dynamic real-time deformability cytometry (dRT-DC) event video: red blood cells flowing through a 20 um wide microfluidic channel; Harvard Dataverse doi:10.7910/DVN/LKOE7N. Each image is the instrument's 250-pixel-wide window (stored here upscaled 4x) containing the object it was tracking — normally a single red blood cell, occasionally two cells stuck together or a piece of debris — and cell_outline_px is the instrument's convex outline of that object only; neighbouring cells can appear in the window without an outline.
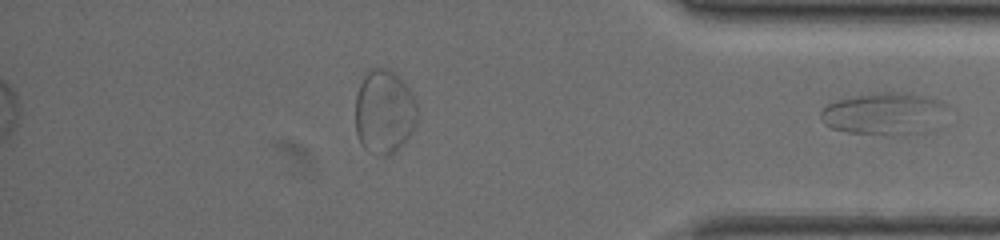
{"species": "common noctule bat (a hibernating species)", "species_latin": "Nyctalus noctula", "temperature_condition": "warm", "stored_images_in_passage": 29, "segment_of_instrument_passage": [2, 2], "camera_frame_rate_fps": 3000, "um_per_image_px": 0.085, "animal": {"sex": "female", "body_mass_g": 19.5, "forearm_length_mm": 54.1}, "frame": {"image": 1, "passage_image": 29, "time_ms": 9.333, "image_size_px": [1000, 240], "cell_outline_px": [[948, 104], [936, 132], [912, 136], [888, 136], [848, 132], [832, 128], [824, 124], [820, 116], [820, 112], [828, 104], [836, 100], [868, 92], [908, 92], [940, 100]], "centroid_in_image_um": [75.25, 9.7], "position_along_channel_um": 360.0, "area_um2": 32.54}}